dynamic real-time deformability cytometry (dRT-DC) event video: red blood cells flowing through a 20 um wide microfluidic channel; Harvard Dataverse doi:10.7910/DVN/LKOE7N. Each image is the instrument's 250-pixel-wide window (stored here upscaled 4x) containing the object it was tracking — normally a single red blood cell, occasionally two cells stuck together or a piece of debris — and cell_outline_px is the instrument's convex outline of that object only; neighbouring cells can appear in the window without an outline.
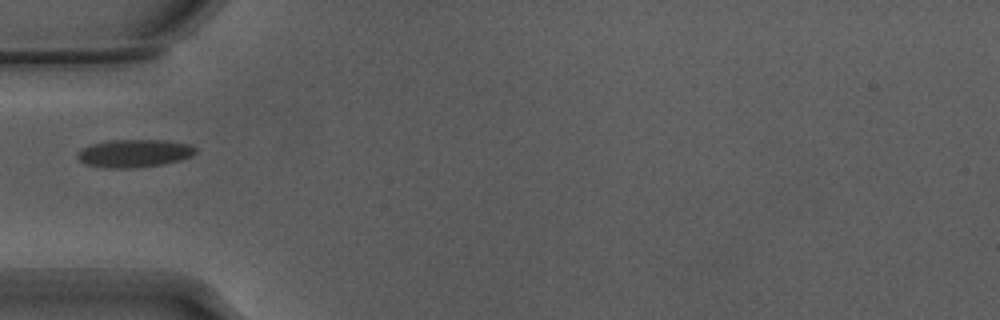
{"species": "Egyptian fruit bat (a non-hibernating species)", "species_latin": "Rousettus aegyptiacus", "temperature_condition": "warm", "stored_images_in_passage": 5, "camera_frame_rate_fps": 3000, "um_per_image_px": 0.085, "animal": {"sex": "male"}, "frame": {"image": 1, "passage_image": 1, "time_ms": 0.0, "image_size_px": [1000, 320], "cell_outline_px": [[196, 152], [192, 156], [180, 160], [164, 164], [128, 168], [108, 168], [84, 164], [76, 156], [76, 152], [92, 144], [112, 140], [168, 140], [188, 144], [196, 148]], "centroid_in_image_um": [11.42, 13.03], "position_along_channel_um": 73.6, "area_um2": 19.13}}
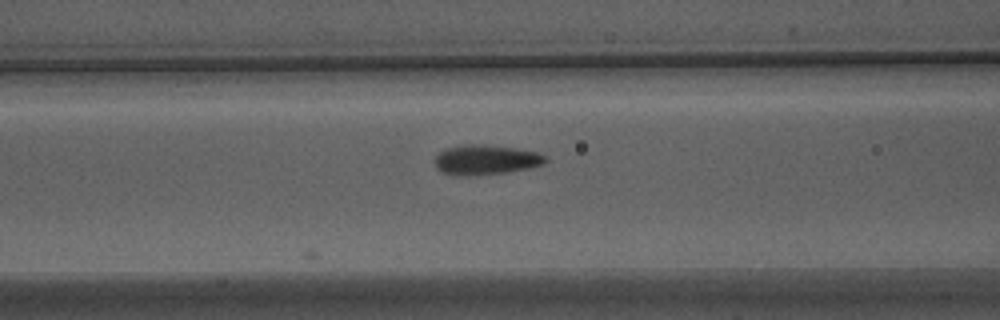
{"frame": {"image": 2, "passage_image": 5, "time_ms": 1.333, "image_size_px": [1000, 320], "cell_outline_px": [[548, 160], [544, 164], [528, 168], [504, 172], [468, 176], [444, 172], [436, 168], [432, 160], [444, 148], [468, 144], [484, 144], [512, 148], [536, 152], [544, 156]], "centroid_in_image_um": [41.25, 13.57], "position_along_channel_um": 125.4, "area_um2": 19.02}}